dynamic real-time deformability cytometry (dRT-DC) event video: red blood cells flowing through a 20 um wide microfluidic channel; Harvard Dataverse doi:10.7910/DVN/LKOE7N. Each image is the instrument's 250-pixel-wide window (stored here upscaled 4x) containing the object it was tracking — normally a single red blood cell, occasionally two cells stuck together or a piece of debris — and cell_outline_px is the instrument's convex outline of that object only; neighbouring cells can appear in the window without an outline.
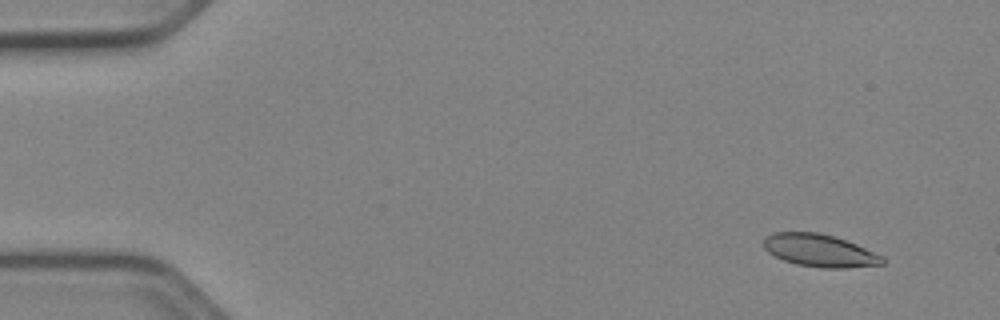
{"species": "Egyptian fruit bat (a non-hibernating species)", "species_latin": "Rousettus aegyptiacus", "temperature_condition": "cold", "stored_images_in_passage": 49, "camera_frame_rate_fps": 3000, "um_per_image_px": 0.085, "animal": {"sex": "female"}, "frame": {"image": 1, "passage_image": 1, "time_ms": 0.0, "image_size_px": [1000, 320], "cell_outline_px": [[884, 264], [844, 268], [820, 268], [796, 264], [784, 260], [768, 252], [764, 248], [764, 236], [772, 232], [820, 232], [856, 244], [884, 256]], "centroid_in_image_um": [69.66, 21.29], "position_along_channel_um": 15.3, "area_um2": 22.54}}
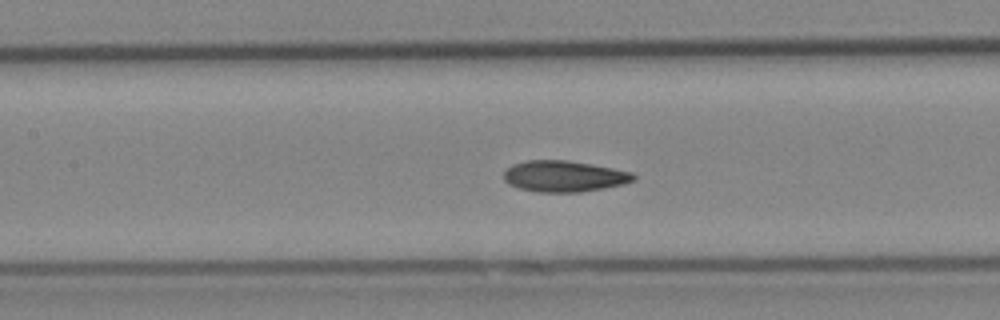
{"frame": {"image": 2, "passage_image": 21, "time_ms": 6.667, "image_size_px": [1000, 320], "cell_outline_px": [[636, 180], [624, 184], [604, 188], [580, 192], [536, 192], [520, 188], [508, 184], [504, 180], [504, 172], [512, 164], [524, 160], [568, 160], [592, 164], [632, 172], [636, 176]], "centroid_in_image_um": [47.95, 14.98], "position_along_channel_um": 159.5, "area_um2": 23.7}}
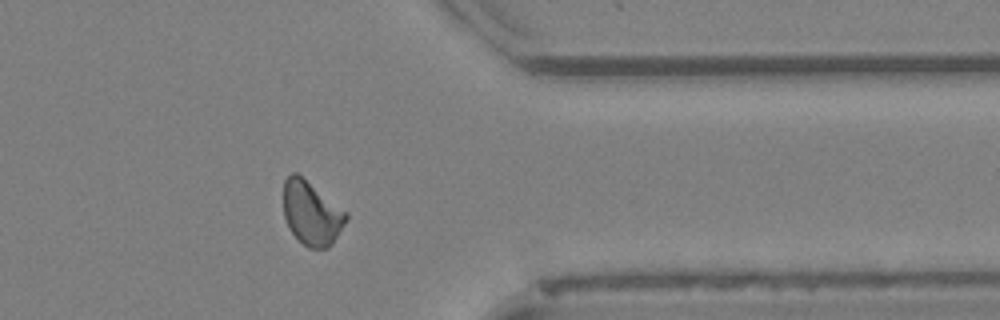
{"frame": {"image": 3, "passage_image": 39, "time_ms": 12.667, "image_size_px": [1000, 320], "cell_outline_px": [[348, 216], [344, 224], [332, 244], [328, 248], [308, 248], [292, 232], [284, 216], [284, 180], [292, 172], [296, 172], [348, 212]], "centroid_in_image_um": [26.49, 18.11], "position_along_channel_um": 384.9, "area_um2": 23.0}, "authors_computed_cell_mechanics": {"area_um2": 22.9466, "velocity_mm_per_s": 3.9359, "shape_relaxation_time_tau1_ms": 5.2078, "shape_relaxation_time_tau2_ms": 2.7166, "deformation_change_tau1": 0.1265, "deformation_change_tau2": 0.0852}}